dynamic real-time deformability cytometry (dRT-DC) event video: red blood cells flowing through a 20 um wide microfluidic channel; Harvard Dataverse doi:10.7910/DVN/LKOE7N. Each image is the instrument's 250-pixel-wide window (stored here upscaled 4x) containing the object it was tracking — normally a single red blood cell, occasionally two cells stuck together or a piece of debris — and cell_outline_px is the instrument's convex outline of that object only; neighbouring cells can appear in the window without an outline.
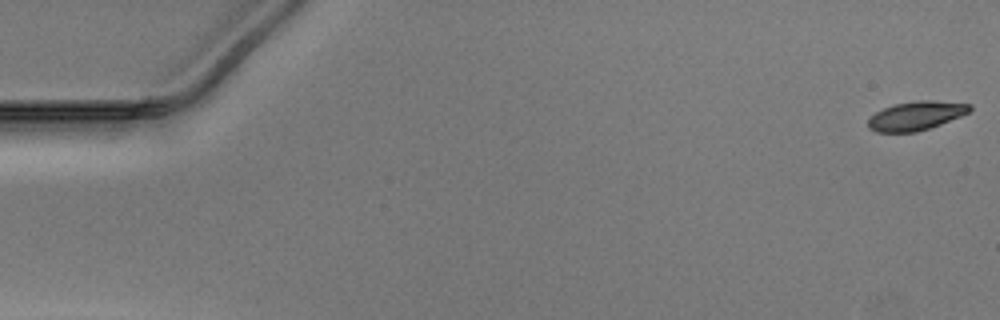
{"species": "Egyptian fruit bat (a non-hibernating species)", "species_latin": "Rousettus aegyptiacus", "temperature_condition": "warm", "stored_images_in_passage": 52, "camera_frame_rate_fps": 3000, "um_per_image_px": 0.085, "animal": {"sex": "male"}, "frame": {"image": 1, "passage_image": 1, "time_ms": 0.0, "image_size_px": [1000, 320], "cell_outline_px": [[972, 108], [968, 112], [960, 116], [940, 124], [916, 132], [876, 132], [868, 128], [868, 120], [876, 112], [884, 108], [896, 104], [916, 100], [932, 100], [972, 104]], "centroid_in_image_um": [77.86, 9.83], "position_along_channel_um": 7.1, "area_um2": 16.94}}
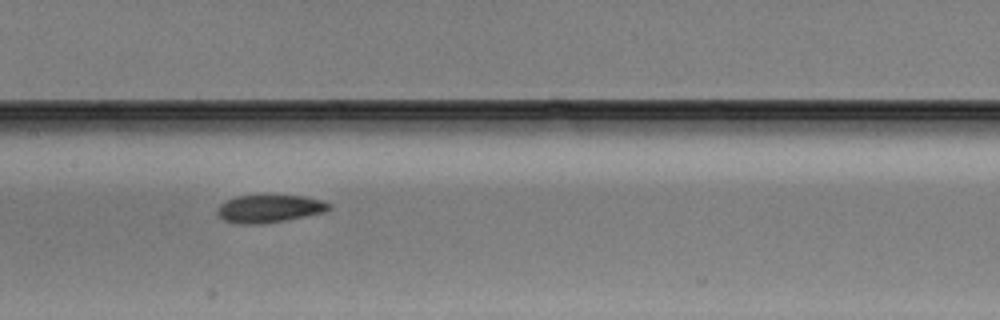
{"frame": {"image": 2, "passage_image": 26, "time_ms": 8.333, "image_size_px": [1000, 320], "cell_outline_px": [[332, 208], [328, 212], [288, 220], [260, 224], [236, 224], [224, 220], [216, 216], [216, 208], [220, 204], [236, 196], [304, 196], [320, 200], [332, 204]], "centroid_in_image_um": [22.91, 17.76], "position_along_channel_um": 184.5, "area_um2": 18.32}}
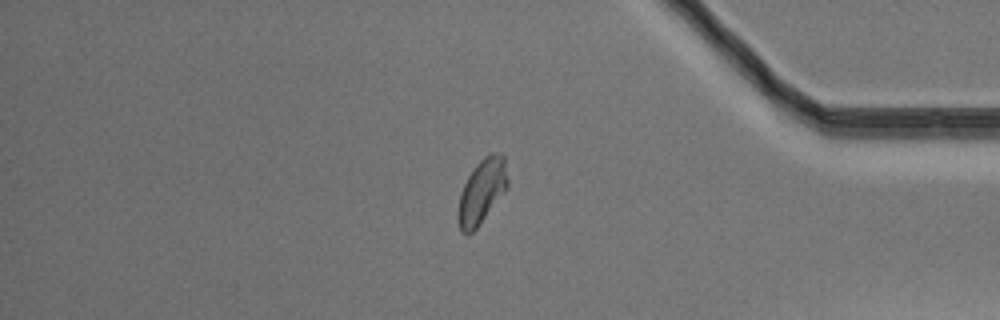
{"frame": {"image": 3, "passage_image": 44, "time_ms": 14.333, "image_size_px": [1000, 320], "cell_outline_px": [[508, 188], [476, 228], [472, 232], [460, 232], [456, 216], [456, 212], [460, 192], [472, 168], [484, 156], [492, 152], [504, 152], [508, 180]], "centroid_in_image_um": [40.95, 16.22], "position_along_channel_um": 394.2, "area_um2": 18.96}}